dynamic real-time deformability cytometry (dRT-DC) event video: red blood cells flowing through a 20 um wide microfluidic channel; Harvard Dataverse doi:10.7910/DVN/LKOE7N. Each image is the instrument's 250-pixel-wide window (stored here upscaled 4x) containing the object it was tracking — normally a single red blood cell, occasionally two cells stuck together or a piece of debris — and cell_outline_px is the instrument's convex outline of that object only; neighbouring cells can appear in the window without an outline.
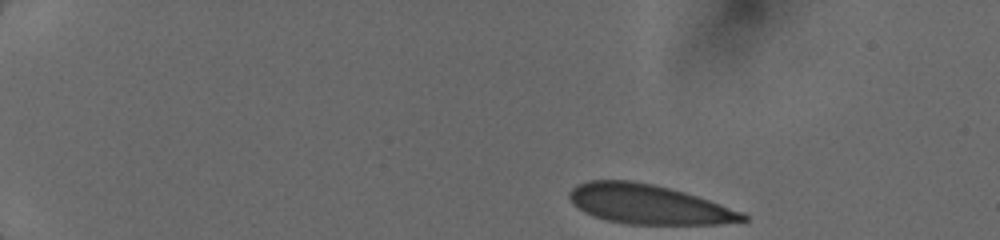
{"species": "human", "species_latin": "Homo sapiens", "temperature_condition": "cold", "stored_images_in_passage": 40, "camera_frame_rate_fps": 3000, "um_per_image_px": 0.085, "donor": {"sex": "female"}, "frame": {"image": 1, "passage_image": 1, "time_ms": 0.0, "image_size_px": [1000, 240], "cell_outline_px": [[748, 220], [716, 224], [628, 224], [608, 220], [584, 212], [568, 196], [568, 192], [576, 184], [588, 180], [632, 180], [652, 184], [684, 192], [744, 212], [748, 216]], "centroid_in_image_um": [55.13, 17.36], "position_along_channel_um": 29.9, "area_um2": 39.48}}
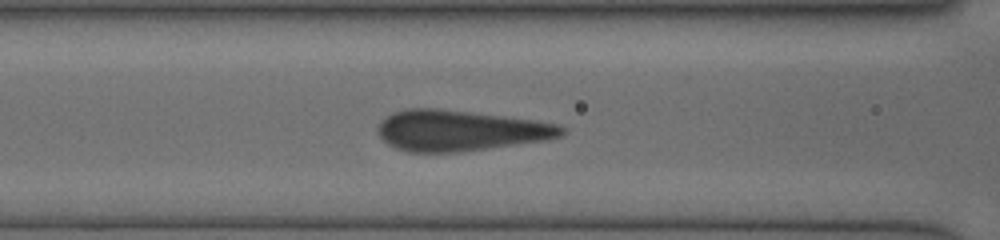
{"frame": {"image": 2, "passage_image": 21, "time_ms": 5.0, "image_size_px": [1000, 240], "cell_outline_px": [[568, 128], [560, 136], [548, 140], [456, 152], [408, 152], [396, 148], [388, 144], [376, 132], [376, 128], [380, 120], [392, 112], [408, 108], [432, 108], [532, 120], [556, 124]], "centroid_in_image_um": [39.04, 11.1], "position_along_channel_um": 127.6, "area_um2": 43.23}}
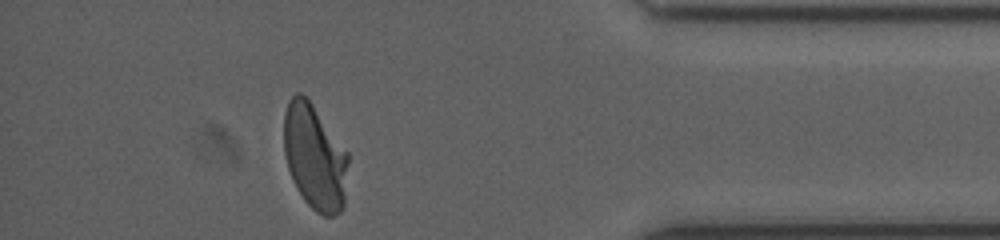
{"frame": {"image": 3, "passage_image": 35, "time_ms": 12.333, "image_size_px": [1000, 240], "cell_outline_px": [[348, 164], [344, 208], [340, 212], [332, 216], [324, 216], [316, 212], [304, 200], [296, 188], [292, 180], [288, 168], [284, 152], [284, 112], [288, 100], [296, 92], [300, 92], [312, 104], [348, 152]], "centroid_in_image_um": [26.75, 13.37], "position_along_channel_um": 408.5, "area_um2": 39.65}}